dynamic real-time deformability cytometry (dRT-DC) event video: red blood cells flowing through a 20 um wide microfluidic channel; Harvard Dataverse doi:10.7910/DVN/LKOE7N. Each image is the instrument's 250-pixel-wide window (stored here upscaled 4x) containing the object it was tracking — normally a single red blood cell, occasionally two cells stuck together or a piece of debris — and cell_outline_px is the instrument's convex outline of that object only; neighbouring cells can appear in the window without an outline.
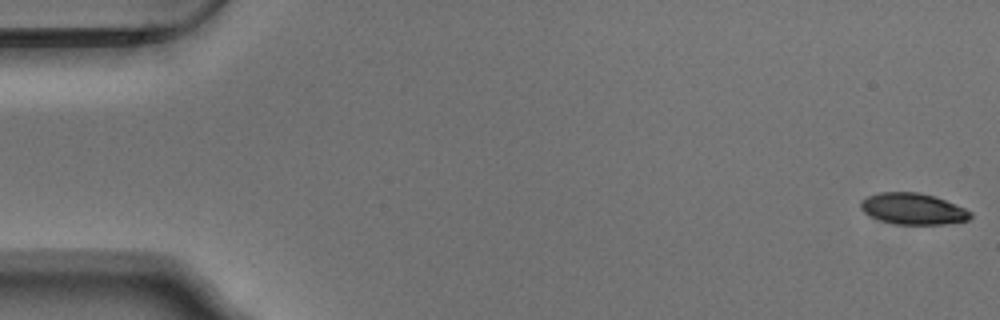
{"species": "Egyptian fruit bat (a non-hibernating species)", "species_latin": "Rousettus aegyptiacus", "temperature_condition": "warm", "stored_images_in_passage": 54, "camera_frame_rate_fps": 3000, "um_per_image_px": 0.085, "animal": {"sex": "male"}, "frame": {"image": 1, "passage_image": 1, "time_ms": 0.0, "image_size_px": [1000, 320], "cell_outline_px": [[972, 216], [968, 220], [944, 224], [892, 224], [880, 220], [864, 212], [860, 208], [860, 200], [868, 196], [880, 192], [920, 192], [936, 196], [964, 208], [972, 212]], "centroid_in_image_um": [77.6, 17.74], "position_along_channel_um": 7.4, "area_um2": 20.06}}
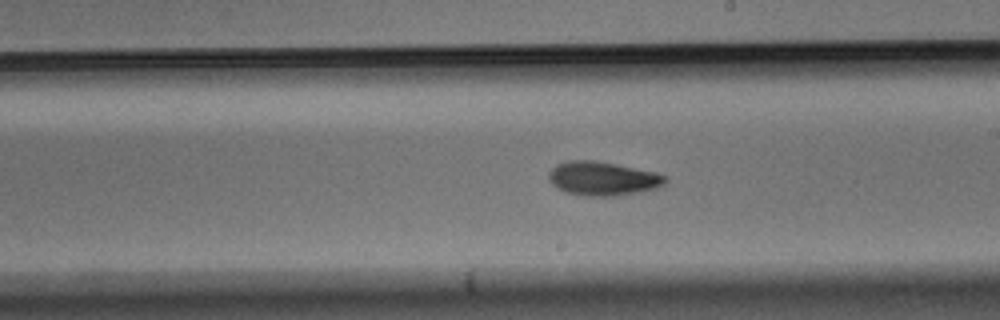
{"frame": {"image": 2, "passage_image": 31, "time_ms": 10.0, "image_size_px": [1000, 320], "cell_outline_px": [[668, 180], [664, 184], [656, 188], [640, 192], [612, 196], [584, 196], [564, 192], [556, 188], [548, 180], [548, 172], [556, 164], [568, 160], [596, 160], [656, 172], [668, 176]], "centroid_in_image_um": [51.21, 15.17], "position_along_channel_um": 237.8, "area_um2": 23.35}}
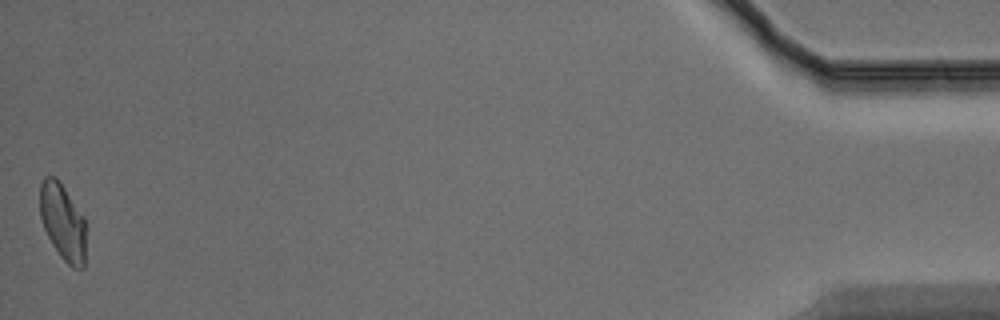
{"frame": {"image": 3, "passage_image": 54, "time_ms": 17.667, "image_size_px": [1000, 320], "cell_outline_px": [[84, 268], [72, 268], [60, 256], [52, 244], [44, 228], [40, 216], [40, 184], [44, 176], [56, 176], [84, 216]], "centroid_in_image_um": [5.31, 18.84], "position_along_channel_um": 429.9, "area_um2": 20.35}, "authors_computed_cell_mechanics": {"area_um2": 21.6172, "velocity_mm_per_s": 3.7412, "shape_relaxation_time_tau1_ms": 4.2323, "shape_relaxation_time_tau2_ms": 11.0783, "deformation_change_tau1": 0.1368, "deformation_change_tau2": 0.1718}}